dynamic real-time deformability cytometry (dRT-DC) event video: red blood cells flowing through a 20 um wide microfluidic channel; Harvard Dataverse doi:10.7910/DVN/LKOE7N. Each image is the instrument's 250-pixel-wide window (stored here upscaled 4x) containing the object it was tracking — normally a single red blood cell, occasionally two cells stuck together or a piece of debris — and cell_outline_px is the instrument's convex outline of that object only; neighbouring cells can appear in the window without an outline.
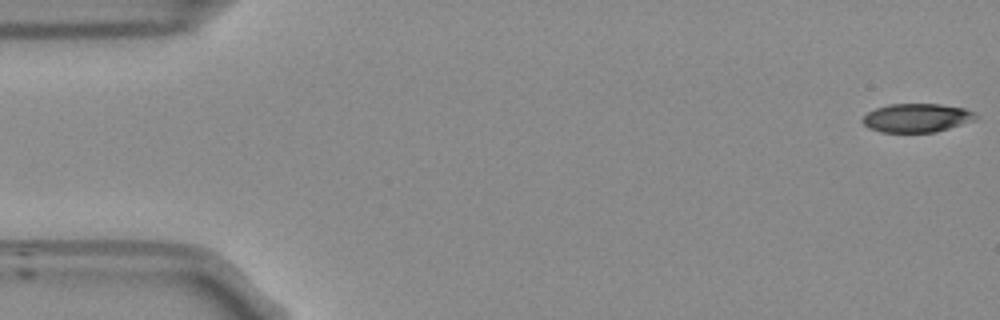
{"species": "Egyptian fruit bat (a non-hibernating species)", "species_latin": "Rousettus aegyptiacus", "temperature_condition": "room temperature", "stored_images_in_passage": 53, "camera_frame_rate_fps": 3000, "um_per_image_px": 0.085, "frame": {"image": 1, "passage_image": 1, "time_ms": 0.0, "image_size_px": [1000, 320], "cell_outline_px": [[976, 116], [972, 120], [936, 132], [880, 132], [868, 128], [860, 120], [868, 112], [876, 108], [888, 104], [940, 104], [964, 108], [976, 112]], "centroid_in_image_um": [77.87, 10.01], "position_along_channel_um": 7.1, "area_um2": 18.79}}
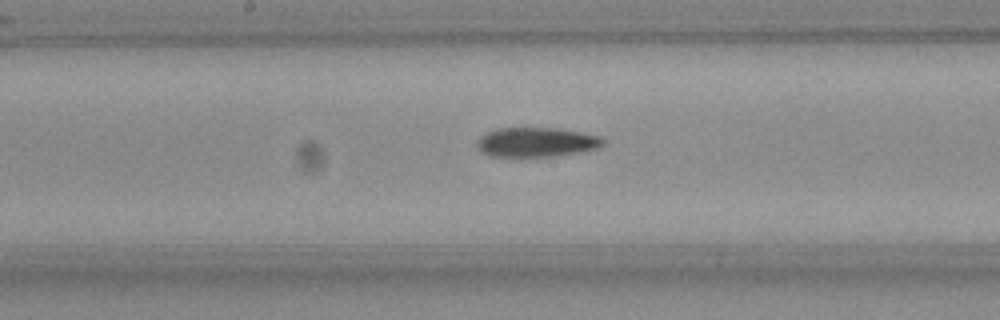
{"frame": {"image": 2, "passage_image": 27, "time_ms": 8.667, "image_size_px": [1000, 320], "cell_outline_px": [[604, 144], [596, 148], [548, 156], [492, 156], [484, 152], [476, 144], [476, 140], [480, 136], [496, 128], [556, 128], [580, 132], [600, 136], [604, 140]], "centroid_in_image_um": [45.55, 12.06], "position_along_channel_um": 202.6, "area_um2": 21.1}}
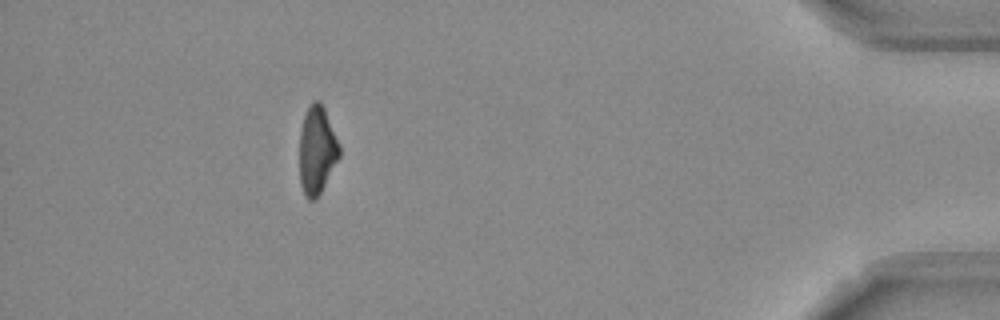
{"frame": {"image": 3, "passage_image": 48, "time_ms": 15.667, "image_size_px": [1000, 320], "cell_outline_px": [[340, 156], [316, 200], [308, 200], [304, 196], [300, 184], [300, 132], [304, 116], [312, 100], [320, 100], [324, 108], [340, 144]], "centroid_in_image_um": [26.94, 12.78], "position_along_channel_um": 408.3, "area_um2": 20.46}, "authors_computed_cell_mechanics": {"area_um2": 21.4438, "velocity_mm_per_s": 3.7907, "shape_relaxation_time_tau1_ms": 9.1278, "shape_relaxation_time_tau2_ms": null, "deformation_change_tau1": 0.2387, "deformation_change_tau2": null}}